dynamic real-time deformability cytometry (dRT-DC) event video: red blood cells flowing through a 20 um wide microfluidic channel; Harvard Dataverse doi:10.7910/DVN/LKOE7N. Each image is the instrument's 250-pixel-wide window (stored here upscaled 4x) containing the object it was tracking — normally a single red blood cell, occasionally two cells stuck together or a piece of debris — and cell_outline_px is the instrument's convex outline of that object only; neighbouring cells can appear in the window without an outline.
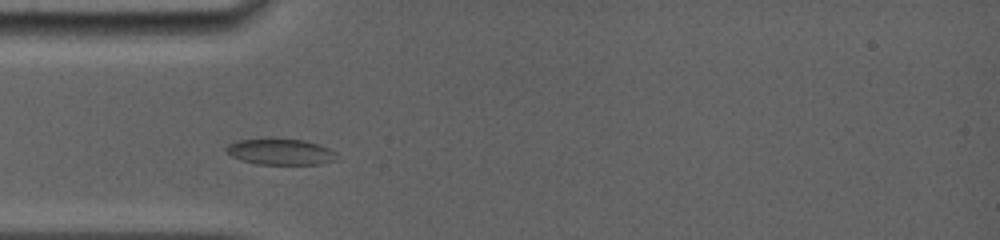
{"species": "common noctule bat (a hibernating species)", "species_latin": "Nyctalus noctula", "temperature_condition": "room temperature", "stored_images_in_passage": 33, "camera_frame_rate_fps": 5000, "um_per_image_px": 0.085, "animal": {"sex": "female", "body_mass_g": 19.0, "forearm_length_mm": 56.7}, "frame": {"image": 1, "passage_image": 6, "time_ms": 2.2, "image_size_px": [1000, 240], "cell_outline_px": [[336, 160], [320, 164], [256, 164], [240, 160], [232, 156], [224, 148], [228, 144], [240, 140], [304, 140], [328, 148], [336, 152]], "centroid_in_image_um": [23.84, 12.93], "position_along_channel_um": 61.2, "area_um2": 16.3}}
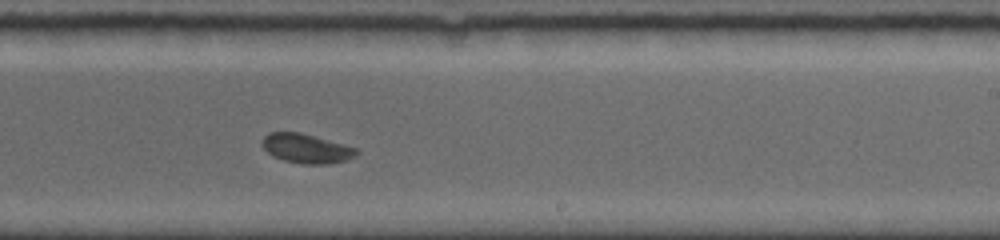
{"frame": {"image": 2, "passage_image": 18, "time_ms": 7.4, "image_size_px": [1000, 240], "cell_outline_px": [[360, 152], [356, 156], [348, 160], [328, 164], [304, 164], [284, 160], [272, 156], [264, 148], [264, 136], [268, 132], [300, 132], [356, 148]], "centroid_in_image_um": [26.07, 12.63], "position_along_channel_um": 262.9, "area_um2": 15.95}}
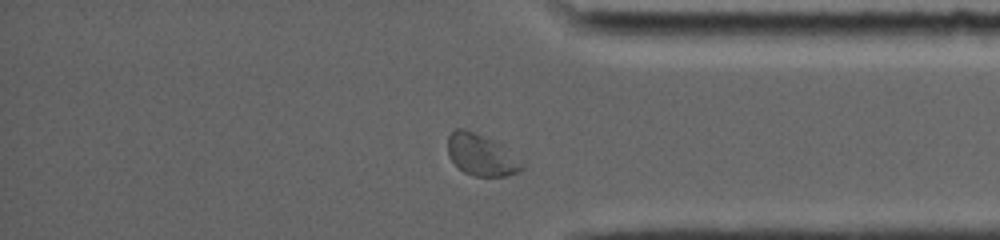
{"frame": {"image": 3, "passage_image": 29, "time_ms": 10.8, "image_size_px": [1000, 240], "cell_outline_px": [[524, 168], [516, 172], [504, 176], [472, 176], [464, 172], [452, 160], [448, 152], [448, 136], [456, 128], [464, 128], [476, 132], [496, 144], [524, 164]], "centroid_in_image_um": [40.83, 13.18], "position_along_channel_um": 394.4, "area_um2": 17.17}, "authors_computed_cell_mechanics": {"area_um2": 16.8198, "velocity_mm_per_s": 3.8925, "shape_relaxation_time_tau1_ms": 2.357, "shape_relaxation_time_tau2_ms": 1.8776, "deformation_change_tau1": 0.0892, "deformation_change_tau2": 0.0472}}